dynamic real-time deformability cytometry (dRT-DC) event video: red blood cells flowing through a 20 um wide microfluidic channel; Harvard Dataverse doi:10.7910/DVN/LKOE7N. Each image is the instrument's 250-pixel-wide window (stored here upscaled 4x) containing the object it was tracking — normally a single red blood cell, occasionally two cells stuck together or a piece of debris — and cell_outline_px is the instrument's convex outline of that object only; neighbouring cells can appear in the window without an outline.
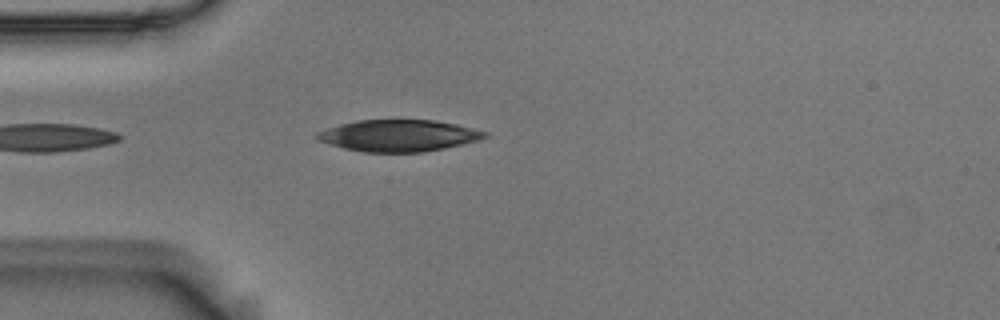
{"species": "Egyptian fruit bat (a non-hibernating species)", "species_latin": "Rousettus aegyptiacus", "temperature_condition": "room temperature", "stored_images_in_passage": 3, "camera_frame_rate_fps": 3000, "um_per_image_px": 0.085, "animal": {"sex": "male"}, "frame": {"image": 1, "passage_image": 3, "time_ms": 0.667, "image_size_px": [1000, 320], "cell_outline_px": [[488, 136], [480, 140], [464, 144], [444, 148], [420, 152], [364, 152], [344, 148], [328, 144], [316, 140], [316, 132], [340, 124], [360, 120], [436, 120], [456, 124], [488, 132]], "centroid_in_image_um": [33.89, 11.53], "position_along_channel_um": 51.1, "area_um2": 30.92}}